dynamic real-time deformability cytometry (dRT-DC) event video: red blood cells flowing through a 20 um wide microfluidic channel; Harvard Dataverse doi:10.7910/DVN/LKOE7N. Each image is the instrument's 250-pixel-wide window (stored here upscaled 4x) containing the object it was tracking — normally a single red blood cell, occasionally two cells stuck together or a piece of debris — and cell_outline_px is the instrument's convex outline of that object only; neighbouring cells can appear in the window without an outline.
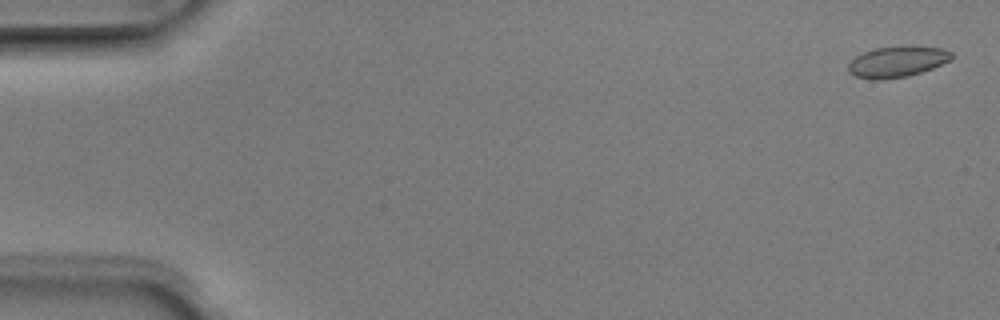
{"species": "Egyptian fruit bat (a non-hibernating species)", "species_latin": "Rousettus aegyptiacus", "temperature_condition": "room temperature", "stored_images_in_passage": 5, "camera_frame_rate_fps": 3000, "um_per_image_px": 0.085, "animal": {"sex": "male"}, "frame": {"image": 1, "passage_image": 1, "time_ms": 0.0, "image_size_px": [1000, 320], "cell_outline_px": [[952, 60], [932, 68], [908, 76], [876, 80], [872, 80], [856, 76], [848, 72], [848, 64], [856, 56], [864, 52], [876, 48], [944, 48], [952, 52]], "centroid_in_image_um": [76.24, 5.28], "position_along_channel_um": 8.8, "area_um2": 17.98}}
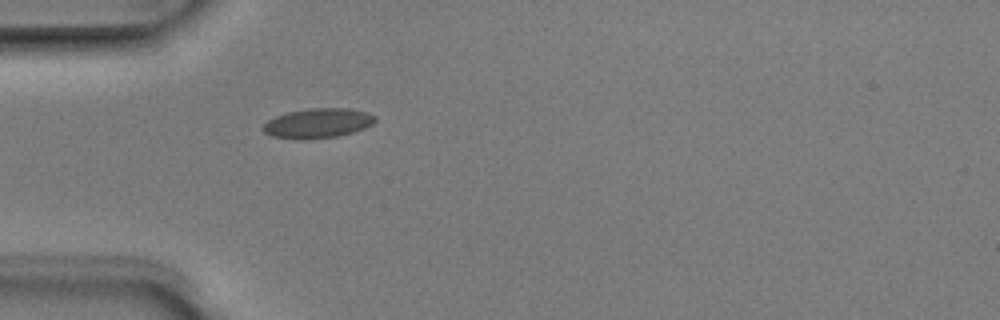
{"frame": {"image": 2, "passage_image": 5, "time_ms": 1.333, "image_size_px": [1000, 320], "cell_outline_px": [[376, 120], [372, 124], [364, 128], [352, 132], [336, 136], [304, 140], [272, 136], [264, 132], [260, 128], [268, 120], [276, 116], [288, 112], [308, 108], [348, 108], [368, 112], [376, 116]], "centroid_in_image_um": [27.01, 10.46], "position_along_channel_um": 58.0, "area_um2": 19.42}}